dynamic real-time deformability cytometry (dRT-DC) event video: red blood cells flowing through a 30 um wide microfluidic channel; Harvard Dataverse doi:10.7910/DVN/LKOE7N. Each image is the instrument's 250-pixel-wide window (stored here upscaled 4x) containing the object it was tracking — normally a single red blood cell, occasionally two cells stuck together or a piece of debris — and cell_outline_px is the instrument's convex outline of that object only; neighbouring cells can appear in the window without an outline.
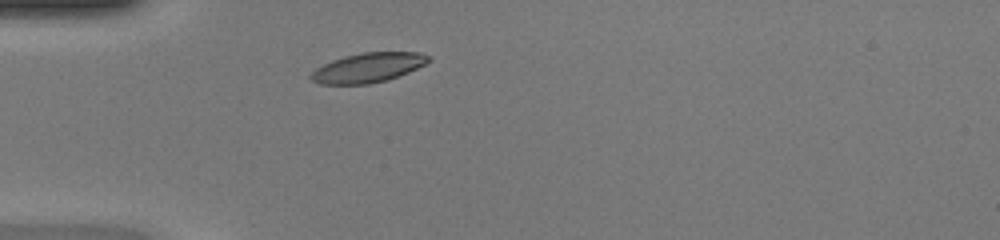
{"species": "common noctule bat (a hibernating species)", "species_latin": "Nyctalus noctula", "temperature_condition": "warm", "stored_images_in_passage": 35, "camera_frame_rate_fps": 3000, "um_per_image_px": 0.085, "animal": {"sex": "female", "body_mass_g": 20.0, "forearm_length_mm": 54.0}, "frame": {"image": 1, "passage_image": 1, "time_ms": 0.0, "image_size_px": [1000, 240], "cell_outline_px": [[432, 60], [408, 72], [388, 80], [368, 84], [320, 84], [312, 80], [308, 76], [316, 68], [332, 60], [344, 56], [364, 52], [420, 52], [432, 56]], "centroid_in_image_um": [31.3, 5.74], "position_along_channel_um": 53.7, "area_um2": 20.29}}
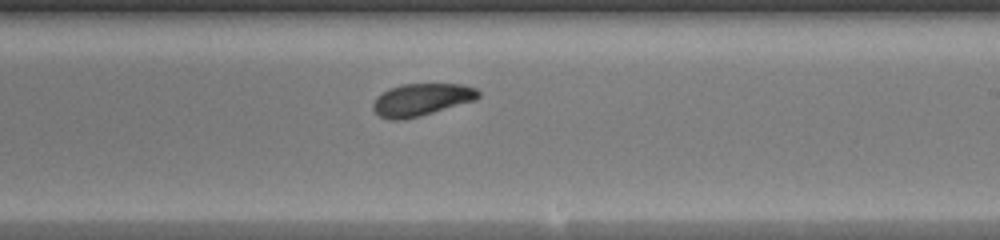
{"frame": {"image": 2, "passage_image": 16, "time_ms": 5.0, "image_size_px": [1000, 240], "cell_outline_px": [[480, 96], [476, 100], [420, 116], [404, 120], [388, 120], [380, 116], [372, 108], [372, 104], [376, 96], [388, 88], [400, 84], [464, 84], [476, 88], [480, 92]], "centroid_in_image_um": [35.81, 8.47], "position_along_channel_um": 253.2, "area_um2": 20.11}}
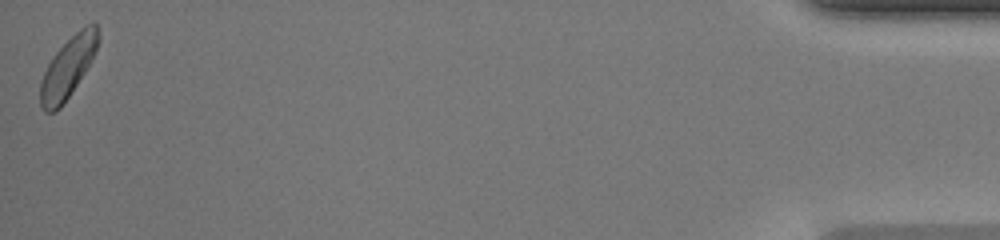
{"frame": {"image": 3, "passage_image": 35, "time_ms": 11.333, "image_size_px": [1000, 240], "cell_outline_px": [[100, 40], [84, 72], [60, 108], [56, 112], [44, 112], [40, 104], [40, 80], [52, 56], [80, 28], [92, 20], [96, 24], [100, 36]], "centroid_in_image_um": [5.76, 5.71], "position_along_channel_um": 429.4, "area_um2": 20.11}, "authors_computed_cell_mechanics": {"area_um2": 19.941, "velocity_mm_per_s": 4.2269, "shape_relaxation_time_tau1_ms": 5.006, "shape_relaxation_time_tau2_ms": 2.7559, "deformation_change_tau1": 0.1222, "deformation_change_tau2": 0.0845}}